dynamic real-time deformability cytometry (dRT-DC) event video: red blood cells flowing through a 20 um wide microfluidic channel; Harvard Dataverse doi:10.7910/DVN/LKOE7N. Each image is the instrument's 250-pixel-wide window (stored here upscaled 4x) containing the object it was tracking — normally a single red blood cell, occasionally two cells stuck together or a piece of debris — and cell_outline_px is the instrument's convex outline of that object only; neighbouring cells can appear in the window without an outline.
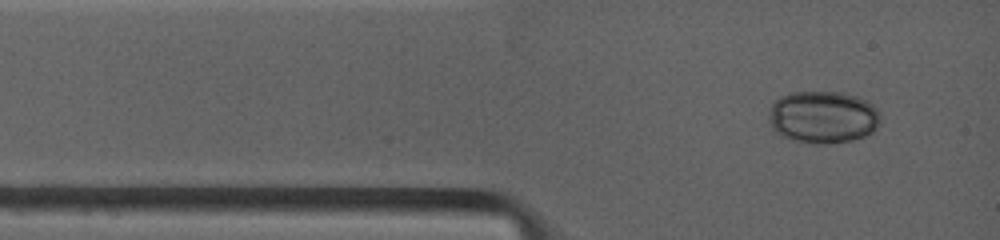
{"species": "common noctule bat (a hibernating species)", "species_latin": "Nyctalus noctula", "temperature_condition": "warm", "stored_images_in_passage": 4, "camera_frame_rate_fps": 4500, "um_per_image_px": 0.085, "animal": {"sex": "female", "body_mass_g": 19.0, "forearm_length_mm": 53.3}, "frame": {"image": 1, "passage_image": 1, "time_ms": 0.0, "image_size_px": [1000, 240], "cell_outline_px": [[876, 128], [872, 132], [864, 136], [852, 140], [828, 144], [816, 144], [796, 140], [780, 136], [772, 128], [772, 104], [780, 96], [792, 92], [840, 92], [856, 96], [864, 100], [876, 112]], "centroid_in_image_um": [69.91, 9.96], "position_along_channel_um": 15.1, "area_um2": 33.12}}
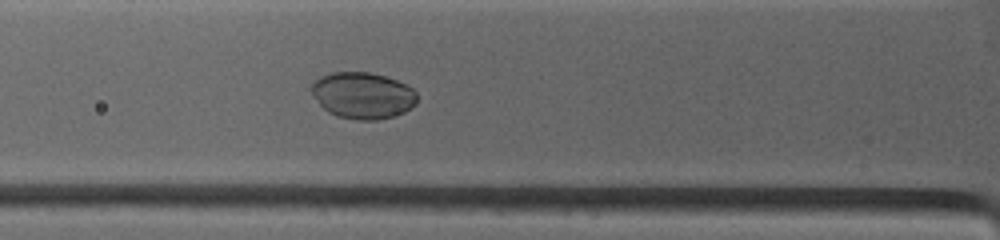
{"frame": {"image": 2, "passage_image": 4, "time_ms": 2.667, "image_size_px": [1000, 240], "cell_outline_px": [[416, 104], [404, 112], [396, 116], [376, 120], [360, 120], [336, 116], [328, 112], [320, 104], [312, 92], [312, 84], [316, 80], [332, 72], [372, 72], [396, 80], [412, 88], [416, 92]], "centroid_in_image_um": [30.86, 8.12], "position_along_channel_um": 94.9, "area_um2": 28.38}}